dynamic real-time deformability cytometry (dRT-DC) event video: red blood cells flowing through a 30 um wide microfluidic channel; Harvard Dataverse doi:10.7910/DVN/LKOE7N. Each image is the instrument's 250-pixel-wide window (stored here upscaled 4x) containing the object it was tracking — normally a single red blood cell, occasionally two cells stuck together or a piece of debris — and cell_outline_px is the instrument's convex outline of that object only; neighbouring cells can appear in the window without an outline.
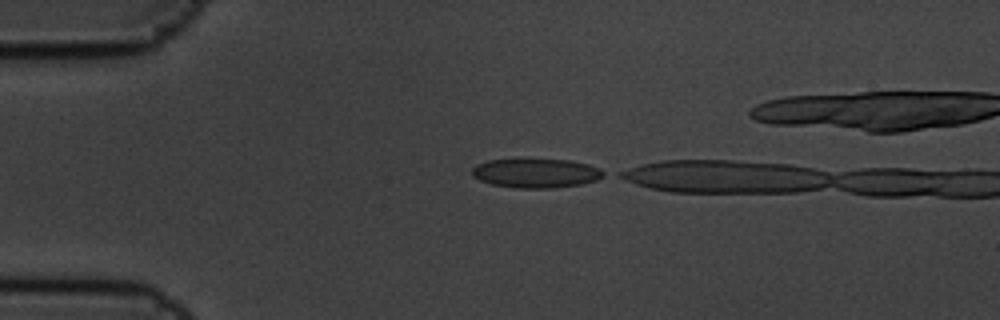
{"species": "common noctule bat (a hibernating species)", "species_latin": "Nyctalus noctula", "temperature_condition": "cold", "stored_images_in_passage": 3, "camera_frame_rate_fps": 3000, "um_per_image_px": 0.085, "animal": {"sex": "male", "body_mass_g": 19.5, "forearm_length_mm": 54.6}, "frame": {"image": 1, "passage_image": 1, "time_ms": 0.0, "image_size_px": [1000, 320], "cell_outline_px": [[608, 172], [604, 176], [596, 180], [584, 184], [552, 188], [516, 188], [492, 184], [480, 180], [472, 176], [472, 168], [476, 164], [488, 160], [568, 160], [588, 164], [600, 168]], "centroid_in_image_um": [45.6, 14.73], "position_along_channel_um": 39.4, "area_um2": 22.37}}